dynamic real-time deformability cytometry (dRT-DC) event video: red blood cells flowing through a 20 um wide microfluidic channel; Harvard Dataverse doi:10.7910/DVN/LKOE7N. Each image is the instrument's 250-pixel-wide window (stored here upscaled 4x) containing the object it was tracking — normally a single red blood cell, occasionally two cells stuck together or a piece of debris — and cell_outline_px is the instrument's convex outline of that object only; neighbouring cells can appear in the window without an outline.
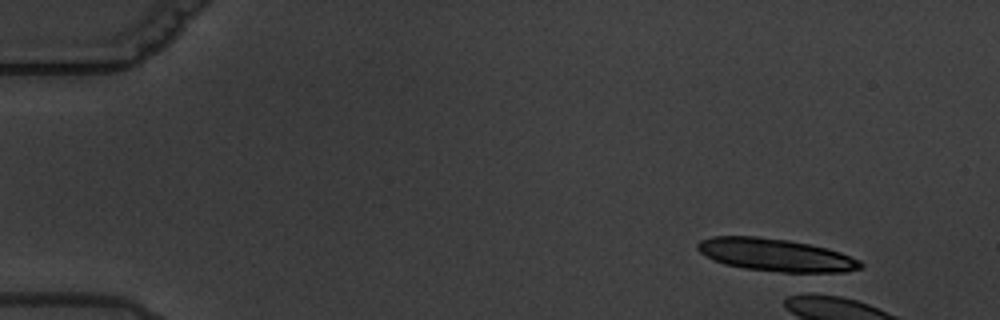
{"species": "common noctule bat (a hibernating species)", "species_latin": "Nyctalus noctula", "temperature_condition": "warm", "stored_images_in_passage": 1, "camera_frame_rate_fps": 3000, "um_per_image_px": 0.085, "animal": {"sex": "male", "body_mass_g": 19.5, "forearm_length_mm": 54.6}, "frame": {"image": 1, "passage_image": 1, "time_ms": 0.0, "image_size_px": [1000, 320], "cell_outline_px": [[864, 268], [844, 272], [784, 272], [744, 268], [724, 264], [700, 252], [696, 248], [696, 244], [700, 240], [712, 236], [756, 236], [788, 240], [828, 248], [840, 252], [860, 260], [864, 264]], "centroid_in_image_um": [65.96, 21.66], "position_along_channel_um": 19.0, "area_um2": 30.92}}